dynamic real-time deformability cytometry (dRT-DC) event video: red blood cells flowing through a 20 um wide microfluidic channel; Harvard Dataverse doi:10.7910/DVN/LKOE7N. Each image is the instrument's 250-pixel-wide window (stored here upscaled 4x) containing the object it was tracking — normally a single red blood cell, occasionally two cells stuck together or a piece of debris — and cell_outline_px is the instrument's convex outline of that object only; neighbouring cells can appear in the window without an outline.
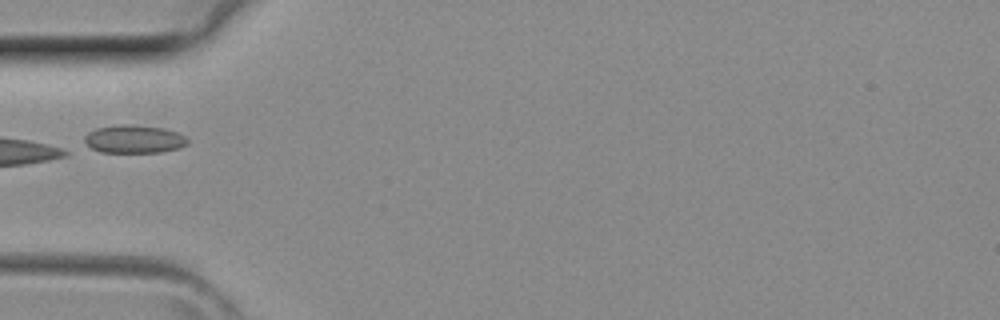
{"species": "common noctule bat (a hibernating species)", "species_latin": "Nyctalus noctula", "temperature_condition": "room temperature", "stored_images_in_passage": 4, "camera_frame_rate_fps": 3000, "um_per_image_px": 0.085, "animal": {"sex": "female", "body_mass_g": 29.2, "forearm_length_mm": 56.3}, "frame": {"image": 1, "passage_image": 4, "time_ms": 1.0, "image_size_px": [1000, 320], "cell_outline_px": [[188, 144], [180, 148], [160, 152], [100, 152], [84, 144], [84, 136], [88, 132], [96, 128], [116, 124], [132, 124], [164, 128], [176, 132], [184, 136], [188, 140]], "centroid_in_image_um": [11.37, 11.81], "position_along_channel_um": 73.6, "area_um2": 17.05}}